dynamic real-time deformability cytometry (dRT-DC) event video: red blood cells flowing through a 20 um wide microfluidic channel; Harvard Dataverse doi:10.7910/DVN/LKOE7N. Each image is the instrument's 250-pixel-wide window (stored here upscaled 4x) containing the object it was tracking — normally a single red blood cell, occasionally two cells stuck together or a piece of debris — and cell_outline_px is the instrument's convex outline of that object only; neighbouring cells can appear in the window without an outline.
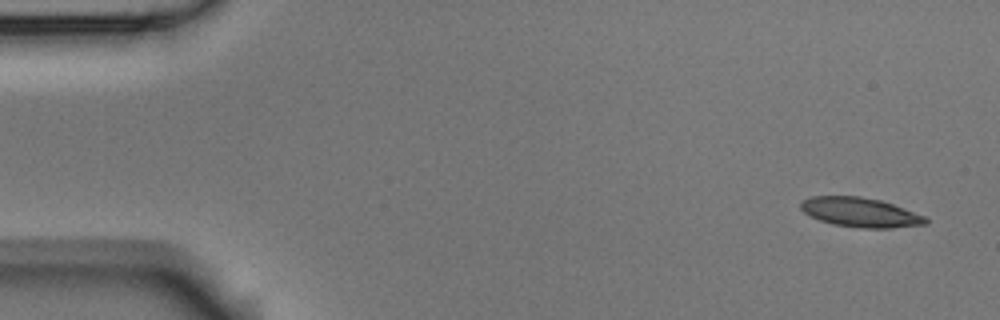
{"species": "Egyptian fruit bat (a non-hibernating species)", "species_latin": "Rousettus aegyptiacus", "temperature_condition": "room temperature", "stored_images_in_passage": 4, "camera_frame_rate_fps": 3000, "um_per_image_px": 0.085, "animal": {"sex": "male"}, "frame": {"image": 1, "passage_image": 1, "time_ms": 0.0, "image_size_px": [1000, 320], "cell_outline_px": [[928, 224], [892, 228], [860, 228], [832, 224], [820, 220], [804, 212], [800, 208], [800, 204], [804, 200], [812, 196], [860, 196], [880, 200], [892, 204], [924, 216], [928, 220]], "centroid_in_image_um": [73.13, 18.05], "position_along_channel_um": 11.9, "area_um2": 21.27}}
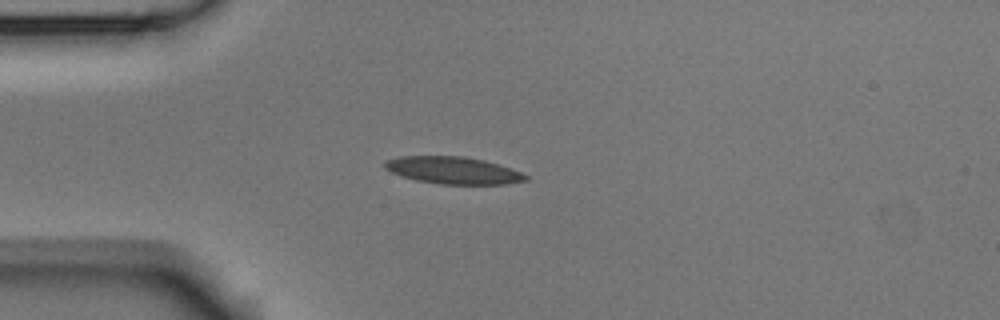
{"frame": {"image": 2, "passage_image": 4, "time_ms": 1.0, "image_size_px": [1000, 320], "cell_outline_px": [[528, 180], [504, 184], [440, 184], [416, 180], [400, 176], [384, 168], [384, 164], [388, 160], [400, 156], [464, 156], [484, 160], [520, 172], [528, 176]], "centroid_in_image_um": [38.49, 14.48], "position_along_channel_um": 46.5, "area_um2": 22.08}}